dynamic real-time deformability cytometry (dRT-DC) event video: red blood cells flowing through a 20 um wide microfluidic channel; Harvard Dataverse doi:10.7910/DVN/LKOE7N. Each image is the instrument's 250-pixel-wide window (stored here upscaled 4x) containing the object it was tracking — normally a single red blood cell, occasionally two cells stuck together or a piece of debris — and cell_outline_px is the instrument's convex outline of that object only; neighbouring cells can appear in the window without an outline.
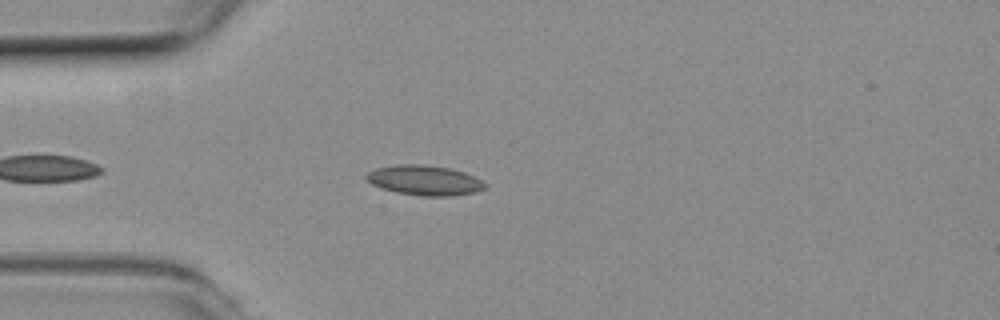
{"species": "common noctule bat (a hibernating species)", "species_latin": "Nyctalus noctula", "temperature_condition": "room temperature", "stored_images_in_passage": 20, "camera_frame_rate_fps": 3000, "um_per_image_px": 0.085, "animal": {"sex": "female", "body_mass_g": 19.3, "forearm_length_mm": 54.1}, "frame": {"image": 1, "passage_image": 6, "time_ms": 1.667, "image_size_px": [1000, 320], "cell_outline_px": [[488, 184], [484, 188], [476, 192], [452, 196], [420, 196], [396, 192], [380, 188], [372, 184], [364, 176], [368, 172], [376, 168], [396, 164], [424, 164], [448, 168], [464, 172]], "centroid_in_image_um": [36.06, 15.33], "position_along_channel_um": 48.9, "area_um2": 20.75}}
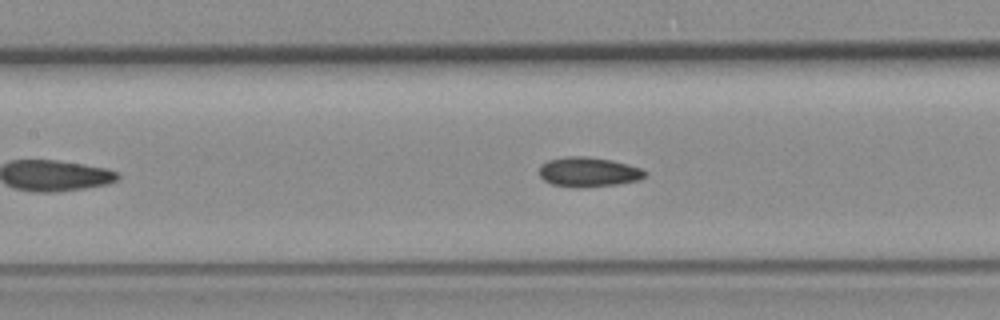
{"frame": {"image": 2, "passage_image": 12, "time_ms": 3.667, "image_size_px": [1000, 320], "cell_outline_px": [[648, 176], [640, 180], [620, 184], [576, 188], [552, 184], [544, 180], [540, 176], [540, 164], [548, 160], [568, 156], [584, 156], [612, 160], [628, 164], [640, 168], [648, 172]], "centroid_in_image_um": [50.06, 14.62], "position_along_channel_um": 157.3, "area_um2": 18.5}}